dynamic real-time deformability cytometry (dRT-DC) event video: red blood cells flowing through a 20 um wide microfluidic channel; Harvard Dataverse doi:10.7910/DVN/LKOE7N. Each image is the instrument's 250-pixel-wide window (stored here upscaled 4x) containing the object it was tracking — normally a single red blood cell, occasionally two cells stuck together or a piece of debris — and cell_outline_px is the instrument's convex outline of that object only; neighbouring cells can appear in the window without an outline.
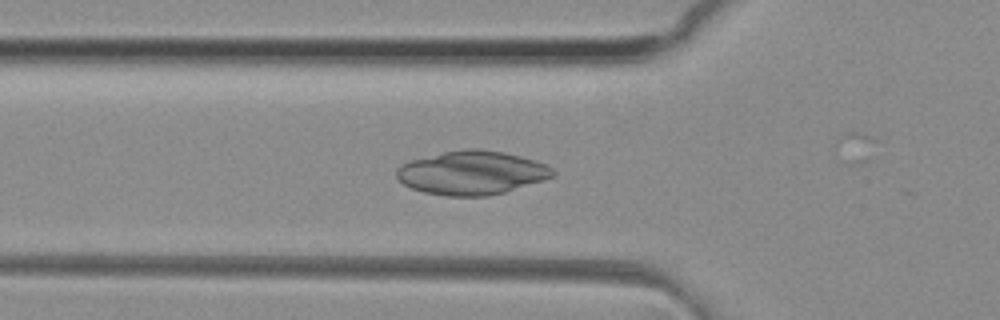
{"species": "common noctule bat (a hibernating species)", "species_latin": "Nyctalus noctula", "temperature_condition": "room temperature", "stored_images_in_passage": 29, "camera_frame_rate_fps": 3000, "um_per_image_px": 0.085, "animal": {"sex": "female", "body_mass_g": 29.2, "forearm_length_mm": 56.3}, "frame": {"image": 1, "passage_image": 16, "time_ms": 5.0, "image_size_px": [1000, 320], "cell_outline_px": [[556, 172], [552, 176], [544, 180], [504, 192], [488, 196], [448, 196], [424, 192], [412, 188], [404, 184], [396, 176], [396, 168], [400, 164], [408, 160], [444, 152], [464, 148], [476, 148], [504, 152], [536, 160], [552, 168]], "centroid_in_image_um": [40.08, 14.67], "position_along_channel_um": 85.7, "area_um2": 39.88}}
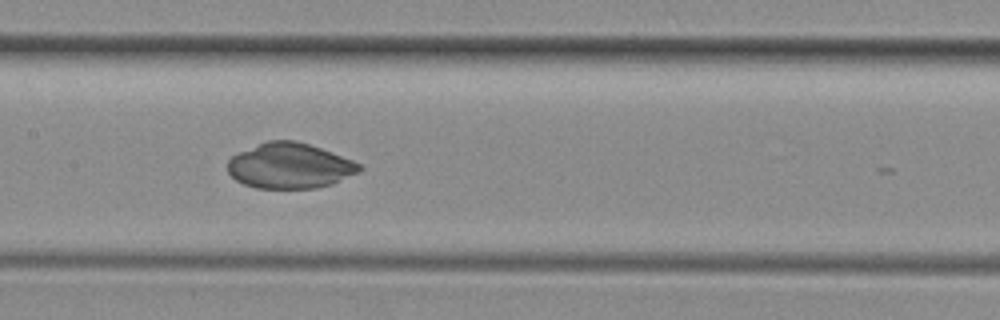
{"frame": {"image": 2, "passage_image": 23, "time_ms": 7.333, "image_size_px": [1000, 320], "cell_outline_px": [[364, 168], [360, 172], [332, 184], [316, 188], [256, 188], [244, 184], [236, 180], [228, 172], [228, 160], [232, 156], [240, 152], [268, 140], [296, 140], [320, 148], [352, 160], [360, 164]], "centroid_in_image_um": [24.65, 14.1], "position_along_channel_um": 182.8, "area_um2": 34.68}}
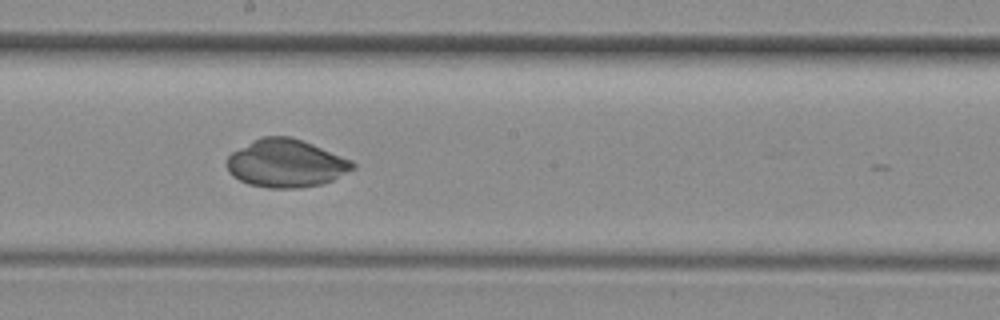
{"frame": {"image": 3, "passage_image": 26, "time_ms": 8.333, "image_size_px": [1000, 320], "cell_outline_px": [[356, 168], [332, 180], [320, 184], [300, 188], [268, 188], [248, 184], [232, 176], [228, 172], [228, 156], [232, 152], [252, 140], [260, 136], [288, 136], [312, 144], [352, 160], [356, 164]], "centroid_in_image_um": [24.3, 13.89], "position_along_channel_um": 223.9, "area_um2": 35.08}}